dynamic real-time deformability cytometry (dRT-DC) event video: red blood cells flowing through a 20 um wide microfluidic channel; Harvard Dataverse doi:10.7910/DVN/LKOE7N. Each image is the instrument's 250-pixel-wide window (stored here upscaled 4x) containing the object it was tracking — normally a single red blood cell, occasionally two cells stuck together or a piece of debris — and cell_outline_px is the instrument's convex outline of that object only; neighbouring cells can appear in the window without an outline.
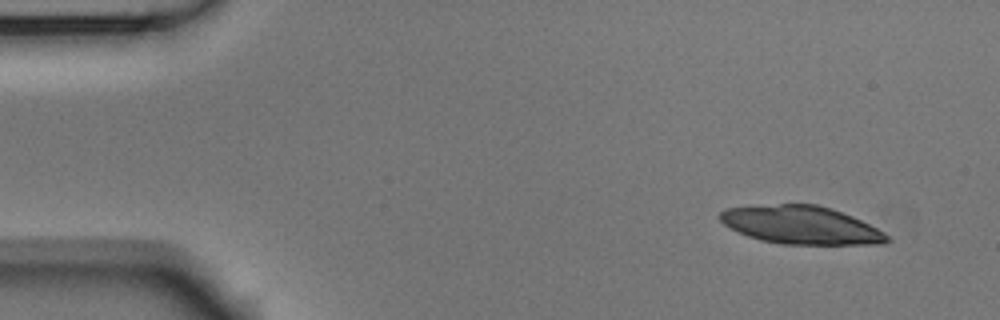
{"species": "Egyptian fruit bat (a non-hibernating species)", "species_latin": "Rousettus aegyptiacus", "temperature_condition": "room temperature", "stored_images_in_passage": 4, "camera_frame_rate_fps": 3000, "um_per_image_px": 0.085, "animal": {"sex": "male"}, "frame": {"image": 1, "passage_image": 1, "time_ms": 0.0, "image_size_px": [1000, 320], "cell_outline_px": [[892, 240], [880, 244], [780, 244], [760, 240], [748, 236], [724, 224], [720, 220], [720, 212], [728, 208], [780, 204], [816, 204], [832, 208], [852, 216], [884, 232]], "centroid_in_image_um": [68.11, 19.13], "position_along_channel_um": 16.9, "area_um2": 36.7}}